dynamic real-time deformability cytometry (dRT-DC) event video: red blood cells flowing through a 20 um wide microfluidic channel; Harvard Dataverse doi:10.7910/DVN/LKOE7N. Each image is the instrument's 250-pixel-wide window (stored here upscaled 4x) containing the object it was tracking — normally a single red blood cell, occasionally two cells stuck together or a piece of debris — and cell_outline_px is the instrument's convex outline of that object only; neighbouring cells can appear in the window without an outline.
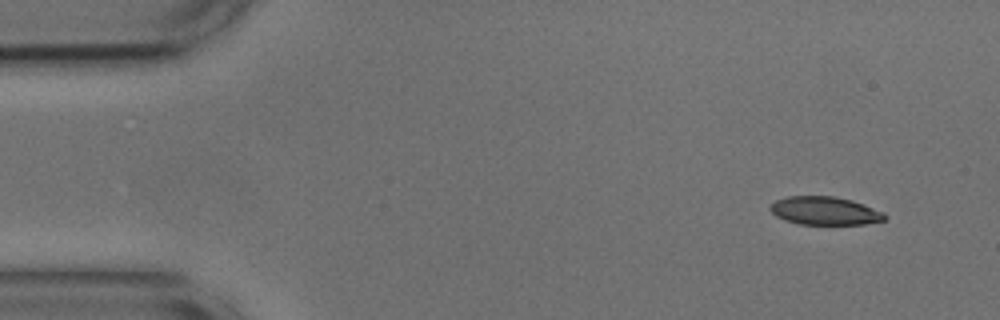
{"species": "common noctule bat (a hibernating species)", "species_latin": "Nyctalus noctula", "temperature_condition": "cold", "stored_images_in_passage": 4, "camera_frame_rate_fps": 3000, "um_per_image_px": 0.085, "animal": {"sex": "male", "body_mass_g": 17.9, "forearm_length_mm": 54.2}, "frame": {"image": 1, "passage_image": 1, "time_ms": 0.0, "image_size_px": [1000, 320], "cell_outline_px": [[888, 220], [864, 224], [800, 224], [784, 220], [776, 216], [768, 208], [776, 200], [788, 196], [832, 196], [852, 200], [884, 212], [888, 216]], "centroid_in_image_um": [70.14, 17.92], "position_along_channel_um": 14.9, "area_um2": 18.9}}
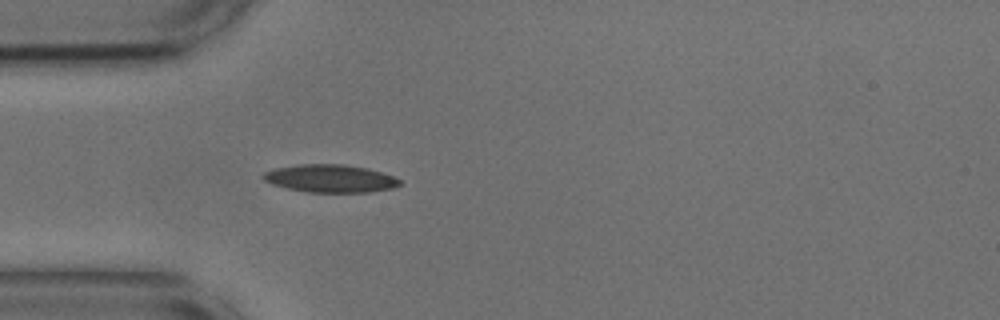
{"frame": {"image": 2, "passage_image": 4, "time_ms": 1.0, "image_size_px": [1000, 320], "cell_outline_px": [[400, 184], [392, 188], [368, 192], [308, 192], [288, 188], [272, 184], [264, 180], [260, 176], [264, 172], [276, 168], [300, 164], [344, 164], [368, 168], [392, 176], [400, 180]], "centroid_in_image_um": [28.04, 15.16], "position_along_channel_um": 57.0, "area_um2": 21.96}}